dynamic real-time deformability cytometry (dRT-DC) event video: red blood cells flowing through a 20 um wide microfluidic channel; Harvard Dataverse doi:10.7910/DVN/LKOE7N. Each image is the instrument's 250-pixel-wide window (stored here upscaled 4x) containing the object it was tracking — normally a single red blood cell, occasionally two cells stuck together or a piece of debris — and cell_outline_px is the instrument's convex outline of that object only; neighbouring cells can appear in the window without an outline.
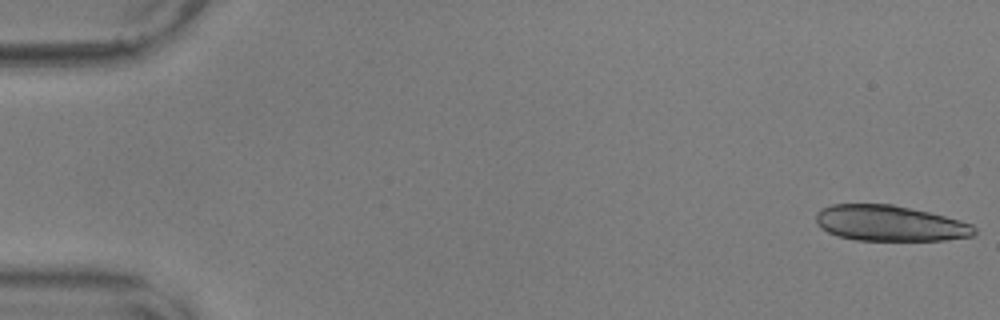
{"species": "common noctule bat (a hibernating species)", "species_latin": "Nyctalus noctula", "temperature_condition": "warm", "stored_images_in_passage": 56, "segment_of_instrument_passage": [1, 2], "camera_frame_rate_fps": 3000, "um_per_image_px": 0.085, "animal": {"sex": "male", "body_mass_g": 17.9, "forearm_length_mm": 54.2}, "frame": {"image": 1, "passage_image": 1, "time_ms": 0.0, "image_size_px": [1000, 320], "cell_outline_px": [[976, 232], [972, 236], [944, 240], [856, 240], [836, 236], [820, 228], [816, 224], [816, 212], [820, 208], [832, 204], [892, 204], [928, 212], [960, 220], [972, 224], [976, 228]], "centroid_in_image_um": [75.59, 18.98], "position_along_channel_um": 9.4, "area_um2": 33.06}}